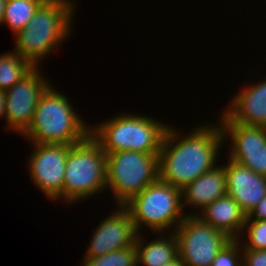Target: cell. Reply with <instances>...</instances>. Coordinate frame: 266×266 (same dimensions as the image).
<instances>
[{"instance_id": "6", "label": "cell", "mask_w": 266, "mask_h": 266, "mask_svg": "<svg viewBox=\"0 0 266 266\" xmlns=\"http://www.w3.org/2000/svg\"><path fill=\"white\" fill-rule=\"evenodd\" d=\"M124 206L138 233L143 225L154 233L173 232L186 216L182 207V190L160 178Z\"/></svg>"}, {"instance_id": "14", "label": "cell", "mask_w": 266, "mask_h": 266, "mask_svg": "<svg viewBox=\"0 0 266 266\" xmlns=\"http://www.w3.org/2000/svg\"><path fill=\"white\" fill-rule=\"evenodd\" d=\"M240 90L222 111L236 123L266 128V78Z\"/></svg>"}, {"instance_id": "3", "label": "cell", "mask_w": 266, "mask_h": 266, "mask_svg": "<svg viewBox=\"0 0 266 266\" xmlns=\"http://www.w3.org/2000/svg\"><path fill=\"white\" fill-rule=\"evenodd\" d=\"M83 120L67 96L50 84L40 95L32 123L22 136L35 144H76L90 134V126Z\"/></svg>"}, {"instance_id": "18", "label": "cell", "mask_w": 266, "mask_h": 266, "mask_svg": "<svg viewBox=\"0 0 266 266\" xmlns=\"http://www.w3.org/2000/svg\"><path fill=\"white\" fill-rule=\"evenodd\" d=\"M45 0H7L2 24L14 34L24 29Z\"/></svg>"}, {"instance_id": "12", "label": "cell", "mask_w": 266, "mask_h": 266, "mask_svg": "<svg viewBox=\"0 0 266 266\" xmlns=\"http://www.w3.org/2000/svg\"><path fill=\"white\" fill-rule=\"evenodd\" d=\"M117 207L96 227L84 257L103 256L135 244L138 232L132 217L125 206Z\"/></svg>"}, {"instance_id": "1", "label": "cell", "mask_w": 266, "mask_h": 266, "mask_svg": "<svg viewBox=\"0 0 266 266\" xmlns=\"http://www.w3.org/2000/svg\"><path fill=\"white\" fill-rule=\"evenodd\" d=\"M196 126L185 135L169 125L159 152V178L180 190L218 164L224 144L217 122Z\"/></svg>"}, {"instance_id": "2", "label": "cell", "mask_w": 266, "mask_h": 266, "mask_svg": "<svg viewBox=\"0 0 266 266\" xmlns=\"http://www.w3.org/2000/svg\"><path fill=\"white\" fill-rule=\"evenodd\" d=\"M74 0H45L24 29L15 35V51L34 67L70 37L76 10ZM56 49V50H55Z\"/></svg>"}, {"instance_id": "20", "label": "cell", "mask_w": 266, "mask_h": 266, "mask_svg": "<svg viewBox=\"0 0 266 266\" xmlns=\"http://www.w3.org/2000/svg\"><path fill=\"white\" fill-rule=\"evenodd\" d=\"M83 266H137L136 244L111 251L103 256L83 257Z\"/></svg>"}, {"instance_id": "27", "label": "cell", "mask_w": 266, "mask_h": 266, "mask_svg": "<svg viewBox=\"0 0 266 266\" xmlns=\"http://www.w3.org/2000/svg\"><path fill=\"white\" fill-rule=\"evenodd\" d=\"M7 0H0V24L2 25V21L5 14V7H6Z\"/></svg>"}, {"instance_id": "7", "label": "cell", "mask_w": 266, "mask_h": 266, "mask_svg": "<svg viewBox=\"0 0 266 266\" xmlns=\"http://www.w3.org/2000/svg\"><path fill=\"white\" fill-rule=\"evenodd\" d=\"M159 154L119 151L106 154L107 186L124 206L159 178Z\"/></svg>"}, {"instance_id": "17", "label": "cell", "mask_w": 266, "mask_h": 266, "mask_svg": "<svg viewBox=\"0 0 266 266\" xmlns=\"http://www.w3.org/2000/svg\"><path fill=\"white\" fill-rule=\"evenodd\" d=\"M156 234L160 236L147 242L146 237L144 238L141 233H138L135 241L137 266H163L178 256V243L175 234L173 232Z\"/></svg>"}, {"instance_id": "10", "label": "cell", "mask_w": 266, "mask_h": 266, "mask_svg": "<svg viewBox=\"0 0 266 266\" xmlns=\"http://www.w3.org/2000/svg\"><path fill=\"white\" fill-rule=\"evenodd\" d=\"M39 68L34 67L27 75L5 91L6 129H11L19 135H22L32 123L40 95L51 84Z\"/></svg>"}, {"instance_id": "4", "label": "cell", "mask_w": 266, "mask_h": 266, "mask_svg": "<svg viewBox=\"0 0 266 266\" xmlns=\"http://www.w3.org/2000/svg\"><path fill=\"white\" fill-rule=\"evenodd\" d=\"M168 126L153 116L119 113L106 122L90 125V135L106 154L119 151L159 154Z\"/></svg>"}, {"instance_id": "15", "label": "cell", "mask_w": 266, "mask_h": 266, "mask_svg": "<svg viewBox=\"0 0 266 266\" xmlns=\"http://www.w3.org/2000/svg\"><path fill=\"white\" fill-rule=\"evenodd\" d=\"M226 194L225 165L217 164L182 189L183 210L187 205L199 209L194 213L185 212V215H198L206 206Z\"/></svg>"}, {"instance_id": "16", "label": "cell", "mask_w": 266, "mask_h": 266, "mask_svg": "<svg viewBox=\"0 0 266 266\" xmlns=\"http://www.w3.org/2000/svg\"><path fill=\"white\" fill-rule=\"evenodd\" d=\"M197 216L206 224L225 233L230 239H244L241 233L247 215L227 194L210 203Z\"/></svg>"}, {"instance_id": "24", "label": "cell", "mask_w": 266, "mask_h": 266, "mask_svg": "<svg viewBox=\"0 0 266 266\" xmlns=\"http://www.w3.org/2000/svg\"><path fill=\"white\" fill-rule=\"evenodd\" d=\"M247 219L266 220V195L262 200L250 211Z\"/></svg>"}, {"instance_id": "23", "label": "cell", "mask_w": 266, "mask_h": 266, "mask_svg": "<svg viewBox=\"0 0 266 266\" xmlns=\"http://www.w3.org/2000/svg\"><path fill=\"white\" fill-rule=\"evenodd\" d=\"M242 266H266V250L242 249Z\"/></svg>"}, {"instance_id": "9", "label": "cell", "mask_w": 266, "mask_h": 266, "mask_svg": "<svg viewBox=\"0 0 266 266\" xmlns=\"http://www.w3.org/2000/svg\"><path fill=\"white\" fill-rule=\"evenodd\" d=\"M218 123L224 143L227 139L231 141L228 158L256 174L266 176V128L236 123L223 112Z\"/></svg>"}, {"instance_id": "22", "label": "cell", "mask_w": 266, "mask_h": 266, "mask_svg": "<svg viewBox=\"0 0 266 266\" xmlns=\"http://www.w3.org/2000/svg\"><path fill=\"white\" fill-rule=\"evenodd\" d=\"M210 266H242V245L239 239H231L223 246Z\"/></svg>"}, {"instance_id": "5", "label": "cell", "mask_w": 266, "mask_h": 266, "mask_svg": "<svg viewBox=\"0 0 266 266\" xmlns=\"http://www.w3.org/2000/svg\"><path fill=\"white\" fill-rule=\"evenodd\" d=\"M106 186V153L98 142L89 134L81 142L69 145L63 202L76 205L77 201H84L103 192Z\"/></svg>"}, {"instance_id": "21", "label": "cell", "mask_w": 266, "mask_h": 266, "mask_svg": "<svg viewBox=\"0 0 266 266\" xmlns=\"http://www.w3.org/2000/svg\"><path fill=\"white\" fill-rule=\"evenodd\" d=\"M241 235L247 236L245 241L239 240L242 249L266 250V220L246 219Z\"/></svg>"}, {"instance_id": "26", "label": "cell", "mask_w": 266, "mask_h": 266, "mask_svg": "<svg viewBox=\"0 0 266 266\" xmlns=\"http://www.w3.org/2000/svg\"><path fill=\"white\" fill-rule=\"evenodd\" d=\"M163 266H185V264L182 262V260L177 256L174 260L166 263Z\"/></svg>"}, {"instance_id": "13", "label": "cell", "mask_w": 266, "mask_h": 266, "mask_svg": "<svg viewBox=\"0 0 266 266\" xmlns=\"http://www.w3.org/2000/svg\"><path fill=\"white\" fill-rule=\"evenodd\" d=\"M225 164L227 195L231 196L246 215L266 195V176L227 159Z\"/></svg>"}, {"instance_id": "8", "label": "cell", "mask_w": 266, "mask_h": 266, "mask_svg": "<svg viewBox=\"0 0 266 266\" xmlns=\"http://www.w3.org/2000/svg\"><path fill=\"white\" fill-rule=\"evenodd\" d=\"M173 233L177 238L178 256L185 266H210L231 240L197 215H186Z\"/></svg>"}, {"instance_id": "25", "label": "cell", "mask_w": 266, "mask_h": 266, "mask_svg": "<svg viewBox=\"0 0 266 266\" xmlns=\"http://www.w3.org/2000/svg\"><path fill=\"white\" fill-rule=\"evenodd\" d=\"M6 112V93L0 90V118H5Z\"/></svg>"}, {"instance_id": "19", "label": "cell", "mask_w": 266, "mask_h": 266, "mask_svg": "<svg viewBox=\"0 0 266 266\" xmlns=\"http://www.w3.org/2000/svg\"><path fill=\"white\" fill-rule=\"evenodd\" d=\"M34 66L16 52L0 54V90L7 91L27 75Z\"/></svg>"}, {"instance_id": "11", "label": "cell", "mask_w": 266, "mask_h": 266, "mask_svg": "<svg viewBox=\"0 0 266 266\" xmlns=\"http://www.w3.org/2000/svg\"><path fill=\"white\" fill-rule=\"evenodd\" d=\"M32 144L34 146H32ZM29 176L50 200L63 202L64 174L69 145L31 143ZM34 147V151H33Z\"/></svg>"}]
</instances>
